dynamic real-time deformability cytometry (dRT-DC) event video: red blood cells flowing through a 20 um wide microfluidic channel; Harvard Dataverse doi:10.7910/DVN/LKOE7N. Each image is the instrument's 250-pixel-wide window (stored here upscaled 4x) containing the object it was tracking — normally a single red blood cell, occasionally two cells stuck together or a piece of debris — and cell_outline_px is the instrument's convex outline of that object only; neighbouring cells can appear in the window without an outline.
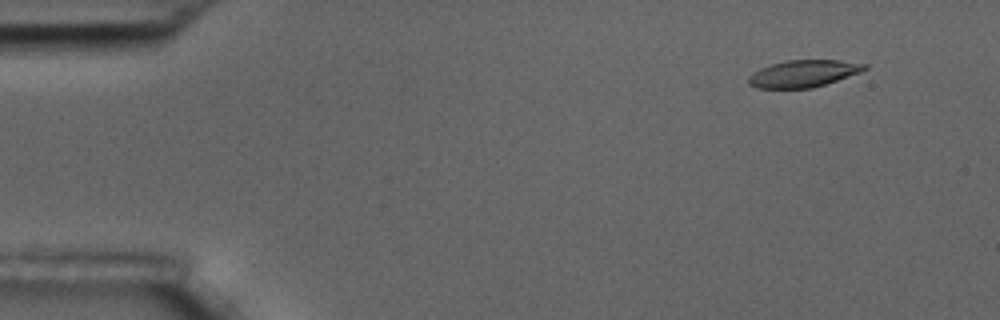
{"species": "common noctule bat (a hibernating species)", "species_latin": "Nyctalus noctula", "temperature_condition": "room temperature", "stored_images_in_passage": 55, "camera_frame_rate_fps": 3000, "um_per_image_px": 0.085, "animal": {"sex": "male", "body_mass_g": 17.5, "forearm_length_mm": 52.3}, "frame": {"image": 1, "passage_image": 5, "time_ms": 1.333, "image_size_px": [1000, 320], "cell_outline_px": [[868, 68], [860, 72], [812, 88], [756, 88], [748, 84], [748, 76], [752, 72], [760, 68], [772, 64], [788, 60], [840, 60], [868, 64]], "centroid_in_image_um": [68.26, 6.25], "position_along_channel_um": 16.7, "area_um2": 18.21}}
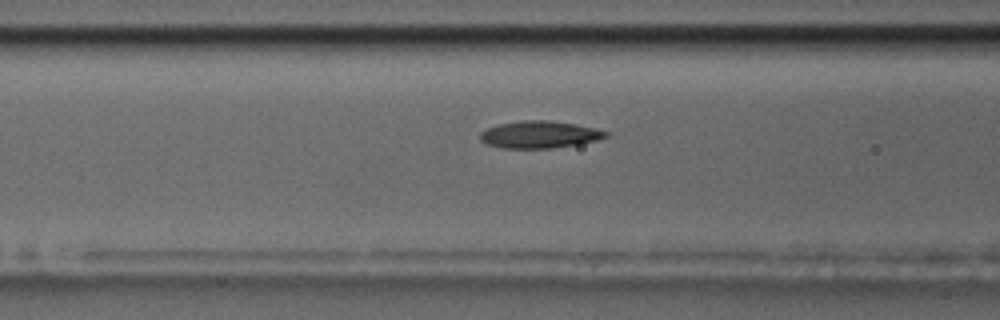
{"frame": {"image": 2, "passage_image": 22, "time_ms": 7.0, "image_size_px": [1000, 320], "cell_outline_px": [[608, 136], [596, 140], [580, 144], [552, 148], [504, 148], [488, 144], [480, 140], [480, 132], [484, 128], [500, 124], [520, 120], [548, 120], [576, 124], [596, 128], [608, 132]], "centroid_in_image_um": [45.85, 11.43], "position_along_channel_um": 120.8, "area_um2": 19.94}}
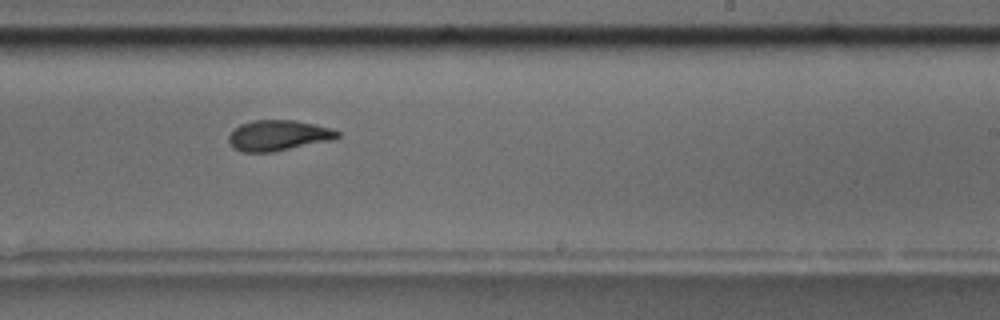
{"frame": {"image": 3, "passage_image": 34, "time_ms": 11.0, "image_size_px": [1000, 320], "cell_outline_px": [[340, 136], [336, 140], [272, 152], [244, 152], [232, 148], [228, 140], [228, 136], [240, 124], [252, 120], [296, 120], [316, 124], [340, 132]], "centroid_in_image_um": [23.68, 11.52], "position_along_channel_um": 265.3, "area_um2": 19.59}, "authors_computed_cell_mechanics": {"area_um2": 19.941, "velocity_mm_per_s": 3.6261, "shape_relaxation_time_tau1_ms": 4.4237, "shape_relaxation_time_tau2_ms": 2.5576, "deformation_change_tau1": 0.1583, "deformation_change_tau2": 0.102}}